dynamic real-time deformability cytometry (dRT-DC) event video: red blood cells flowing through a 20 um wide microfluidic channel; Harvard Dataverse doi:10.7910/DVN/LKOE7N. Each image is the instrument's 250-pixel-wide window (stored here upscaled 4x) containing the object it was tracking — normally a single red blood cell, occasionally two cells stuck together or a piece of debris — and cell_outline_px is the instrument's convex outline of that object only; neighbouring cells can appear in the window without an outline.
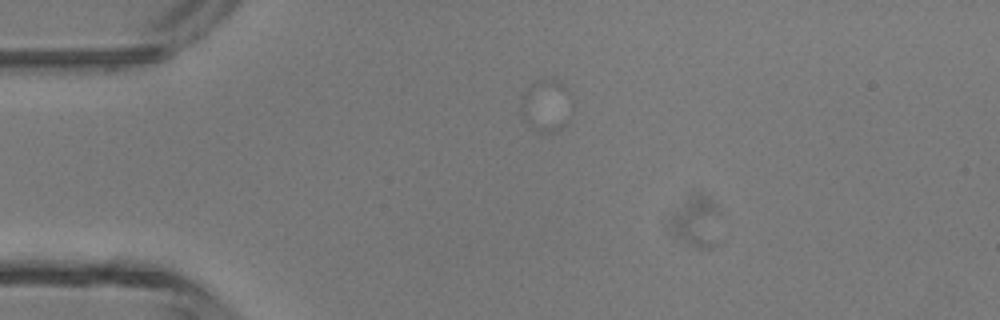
{"species": "common noctule bat (a hibernating species)", "species_latin": "Nyctalus noctula", "temperature_condition": "room temperature", "stored_images_in_passage": 1, "camera_frame_rate_fps": 3000, "um_per_image_px": 0.085, "animal": {"sex": "male", "body_mass_g": 13.3}, "frame": {"image": 1, "passage_image": 1, "time_ms": 0.0, "image_size_px": [1000, 320], "cell_outline_px": [[568, 120], [560, 128], [552, 132], [544, 132], [536, 128], [520, 112], [520, 100], [528, 88], [532, 84], [540, 80], [556, 80], [564, 88]], "centroid_in_image_um": [46.33, 8.97], "position_along_channel_um": 38.7, "area_um2": 13.93}}